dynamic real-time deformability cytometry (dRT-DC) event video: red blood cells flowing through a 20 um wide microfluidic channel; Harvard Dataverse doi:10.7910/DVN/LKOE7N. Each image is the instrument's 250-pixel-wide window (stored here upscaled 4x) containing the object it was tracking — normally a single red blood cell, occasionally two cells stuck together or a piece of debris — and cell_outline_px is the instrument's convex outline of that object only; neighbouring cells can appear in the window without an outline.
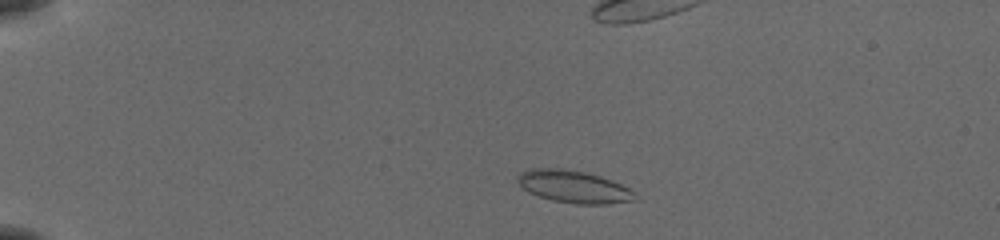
{"species": "common noctule bat (a hibernating species)", "species_latin": "Nyctalus noctula", "temperature_condition": "cold", "stored_images_in_passage": 49, "camera_frame_rate_fps": 3000, "um_per_image_px": 0.085, "animal": {"sex": "female", "body_mass_g": 19.5, "forearm_length_mm": 54.1}, "frame": {"image": 1, "passage_image": 6, "time_ms": 1.667, "image_size_px": [1000, 240], "cell_outline_px": [[636, 200], [608, 204], [576, 204], [552, 200], [528, 192], [516, 180], [516, 176], [520, 172], [528, 168], [564, 168], [584, 172], [600, 176], [620, 184], [636, 192]], "centroid_in_image_um": [48.75, 15.86], "position_along_channel_um": 36.3, "area_um2": 22.2}}
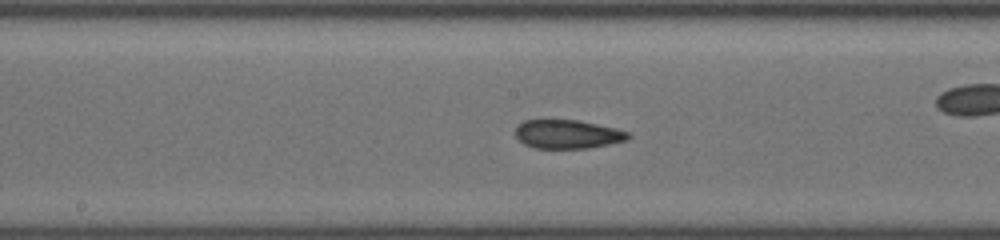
{"frame": {"image": 2, "passage_image": 24, "time_ms": 7.667, "image_size_px": [1000, 240], "cell_outline_px": [[632, 136], [628, 140], [588, 148], [536, 148], [524, 144], [516, 136], [516, 124], [524, 120], [548, 116], [580, 120], [616, 128], [628, 132]], "centroid_in_image_um": [48.2, 11.34], "position_along_channel_um": 200.0, "area_um2": 19.77}}
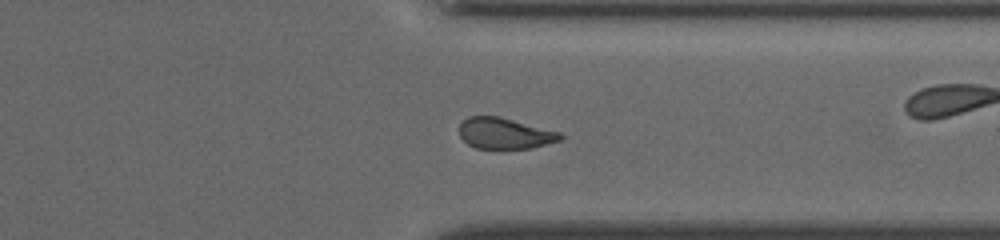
{"frame": {"image": 3, "passage_image": 37, "time_ms": 12.0, "image_size_px": [1000, 240], "cell_outline_px": [[564, 136], [560, 140], [532, 148], [476, 148], [468, 144], [460, 136], [460, 124], [468, 116], [500, 116], [560, 132]], "centroid_in_image_um": [42.91, 11.33], "position_along_channel_um": 368.5, "area_um2": 18.15}}